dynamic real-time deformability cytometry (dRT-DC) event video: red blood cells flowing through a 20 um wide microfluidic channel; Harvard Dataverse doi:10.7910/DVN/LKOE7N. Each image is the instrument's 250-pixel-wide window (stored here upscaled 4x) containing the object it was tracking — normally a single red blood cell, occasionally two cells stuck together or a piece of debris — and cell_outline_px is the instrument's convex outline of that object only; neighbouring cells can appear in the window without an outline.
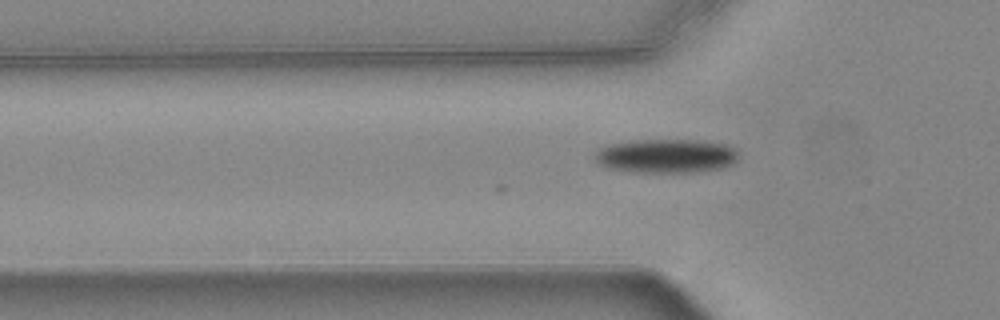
{"species": "common noctule bat (a hibernating species)", "species_latin": "Nyctalus noctula", "temperature_condition": "warm", "stored_images_in_passage": 4, "camera_frame_rate_fps": 3000, "um_per_image_px": 0.085, "animal": {"sex": "female", "body_mass_g": 24.6, "forearm_length_mm": 56.2}, "frame": {"image": 1, "passage_image": 4, "time_ms": 1.0, "image_size_px": [1000, 320], "cell_outline_px": [[736, 160], [732, 164], [724, 168], [696, 172], [632, 172], [608, 168], [600, 164], [592, 156], [596, 148], [608, 144], [632, 140], [696, 140], [728, 144], [736, 148]], "centroid_in_image_um": [56.58, 13.25], "position_along_channel_um": 69.2, "area_um2": 28.84}}